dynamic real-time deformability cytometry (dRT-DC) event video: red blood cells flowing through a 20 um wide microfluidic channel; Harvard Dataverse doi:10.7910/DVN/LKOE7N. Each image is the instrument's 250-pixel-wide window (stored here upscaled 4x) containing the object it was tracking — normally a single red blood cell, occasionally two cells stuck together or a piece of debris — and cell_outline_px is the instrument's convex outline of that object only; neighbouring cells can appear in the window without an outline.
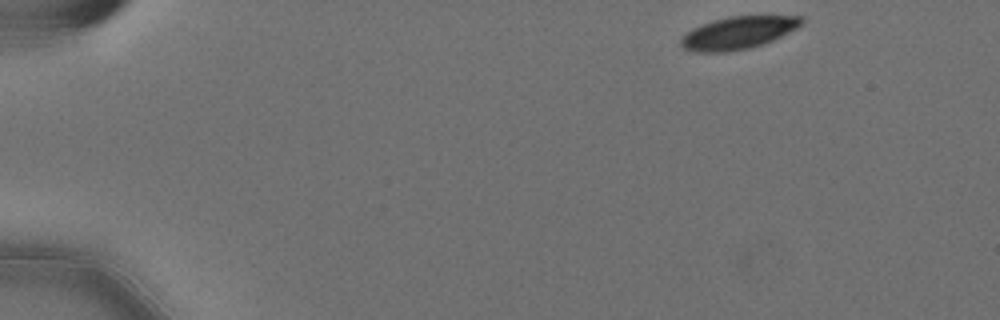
{"species": "Egyptian fruit bat (a non-hibernating species)", "species_latin": "Rousettus aegyptiacus", "temperature_condition": "cold", "stored_images_in_passage": 51, "camera_frame_rate_fps": 3000, "um_per_image_px": 0.085, "animal": {"sex": "female"}, "frame": {"image": 1, "passage_image": 1, "time_ms": 0.0, "image_size_px": [1000, 320], "cell_outline_px": [[804, 24], [772, 40], [748, 48], [728, 52], [696, 52], [684, 48], [680, 44], [680, 40], [692, 28], [716, 20], [732, 16], [804, 16]], "centroid_in_image_um": [62.76, 2.79], "position_along_channel_um": 22.2, "area_um2": 22.43}}
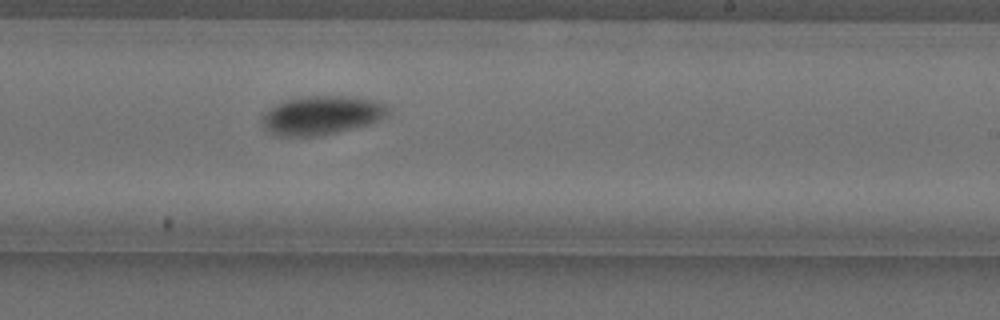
{"frame": {"image": 2, "passage_image": 30, "time_ms": 9.667, "image_size_px": [1000, 320], "cell_outline_px": [[392, 108], [388, 116], [372, 124], [320, 136], [276, 136], [268, 132], [260, 124], [268, 108], [276, 104], [288, 100], [308, 96], [352, 96], [372, 100], [384, 104]], "centroid_in_image_um": [27.38, 9.81], "position_along_channel_um": 261.6, "area_um2": 28.84}}
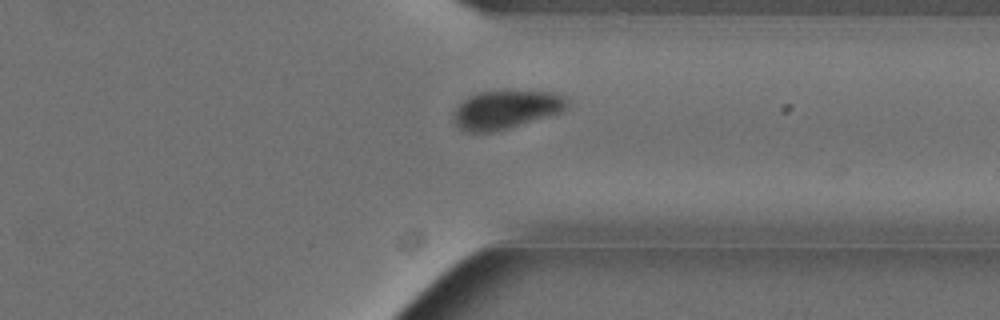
{"frame": {"image": 3, "passage_image": 39, "time_ms": 12.667, "image_size_px": [1000, 320], "cell_outline_px": [[568, 108], [564, 112], [508, 128], [492, 132], [468, 132], [460, 128], [456, 124], [452, 116], [452, 112], [464, 100], [480, 92], [504, 88], [508, 88], [552, 92], [564, 96], [568, 100]], "centroid_in_image_um": [43.06, 9.27], "position_along_channel_um": 368.3, "area_um2": 26.24}, "authors_computed_cell_mechanics": {"area_um2": 26.4146, "velocity_mm_per_s": 3.5585, "shape_relaxation_time_tau1_ms": 4.1026, "shape_relaxation_time_tau2_ms": null, "deformation_change_tau1": 0.1291, "deformation_change_tau2": null}}